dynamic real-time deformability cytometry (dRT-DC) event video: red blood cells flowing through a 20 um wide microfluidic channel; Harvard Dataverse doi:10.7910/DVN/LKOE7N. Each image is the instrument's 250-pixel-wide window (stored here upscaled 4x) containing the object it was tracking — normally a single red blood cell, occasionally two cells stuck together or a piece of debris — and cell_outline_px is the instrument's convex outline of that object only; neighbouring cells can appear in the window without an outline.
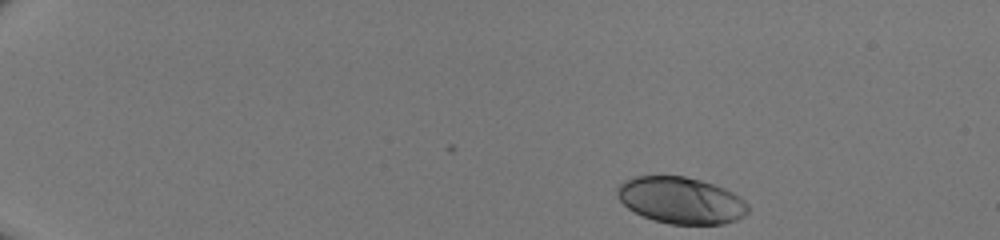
{"species": "human", "species_latin": "Homo sapiens", "temperature_condition": "room temperature", "stored_images_in_passage": 42, "camera_frame_rate_fps": 3000, "um_per_image_px": 0.085, "donor": {"sex": "male"}, "frame": {"image": 1, "passage_image": 1, "time_ms": 0.0, "image_size_px": [1000, 240], "cell_outline_px": [[748, 212], [744, 216], [736, 220], [724, 224], [668, 224], [652, 220], [628, 208], [616, 196], [616, 188], [620, 184], [636, 176], [684, 176], [700, 180], [724, 188], [732, 192], [744, 200], [748, 204]], "centroid_in_image_um": [57.89, 17.04], "position_along_channel_um": 27.1, "area_um2": 35.43}}
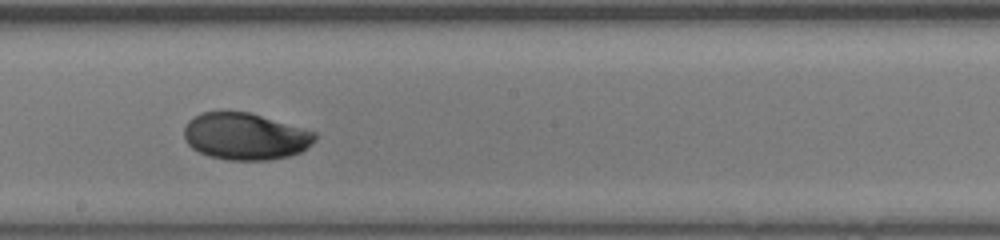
{"frame": {"image": 2, "passage_image": 24, "time_ms": 7.667, "image_size_px": [1000, 240], "cell_outline_px": [[316, 140], [300, 152], [288, 156], [268, 160], [228, 160], [208, 156], [192, 148], [188, 144], [184, 136], [184, 128], [188, 120], [200, 112], [248, 112], [316, 132]], "centroid_in_image_um": [20.82, 11.6], "position_along_channel_um": 227.4, "area_um2": 35.55}}
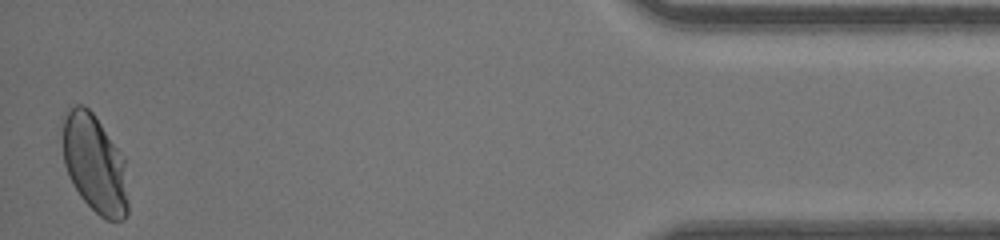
{"frame": {"image": 3, "passage_image": 42, "time_ms": 13.667, "image_size_px": [1000, 240], "cell_outline_px": [[128, 212], [124, 220], [104, 220], [80, 196], [68, 176], [64, 164], [60, 116], [76, 104], [84, 104], [92, 112], [124, 156], [128, 200]], "centroid_in_image_um": [8.02, 13.9], "position_along_channel_um": 427.2, "area_um2": 38.09}}